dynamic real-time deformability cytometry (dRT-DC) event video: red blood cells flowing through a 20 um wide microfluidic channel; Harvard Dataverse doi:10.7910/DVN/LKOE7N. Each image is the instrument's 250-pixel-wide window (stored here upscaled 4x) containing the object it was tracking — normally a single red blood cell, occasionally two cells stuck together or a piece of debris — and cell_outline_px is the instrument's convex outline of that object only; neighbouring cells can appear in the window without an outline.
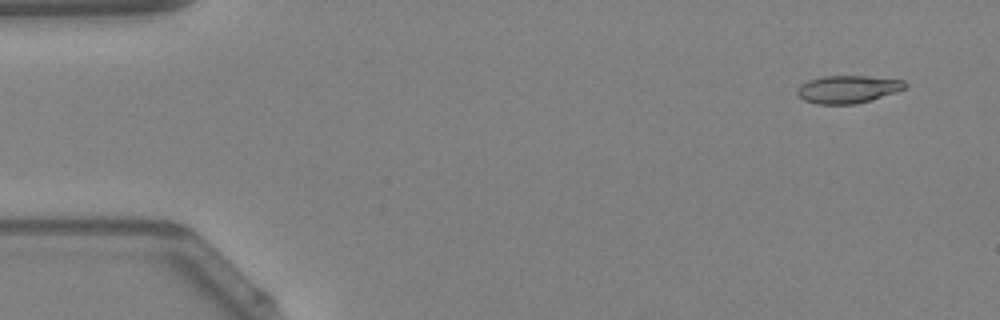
{"species": "Egyptian fruit bat (a non-hibernating species)", "species_latin": "Rousettus aegyptiacus", "temperature_condition": "warm", "stored_images_in_passage": 16, "camera_frame_rate_fps": 3000, "um_per_image_px": 0.085, "animal": {"sex": "female"}, "frame": {"image": 1, "passage_image": 4, "time_ms": 1.0, "image_size_px": [1000, 320], "cell_outline_px": [[908, 84], [904, 88], [896, 92], [856, 104], [816, 104], [804, 100], [796, 92], [796, 88], [800, 84], [808, 80], [824, 76], [864, 76], [904, 80]], "centroid_in_image_um": [72.03, 7.58], "position_along_channel_um": 13.0, "area_um2": 17.34}}
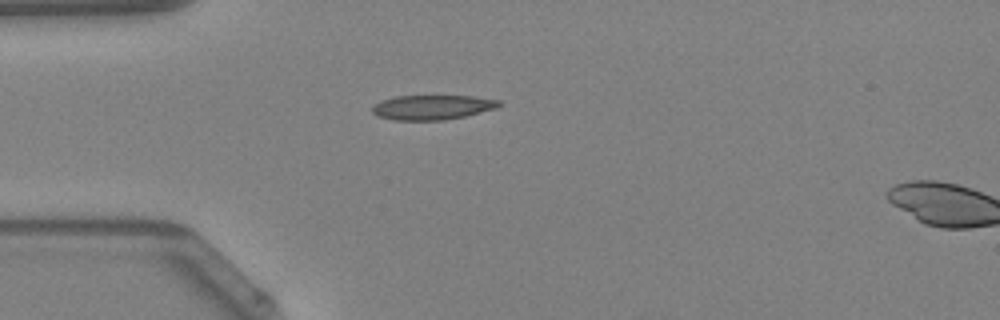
{"frame": {"image": 2, "passage_image": 14, "time_ms": 4.333, "image_size_px": [1000, 320], "cell_outline_px": [[500, 104], [496, 108], [464, 116], [444, 120], [392, 120], [376, 116], [372, 112], [372, 108], [380, 100], [396, 96], [472, 96], [500, 100]], "centroid_in_image_um": [36.7, 9.12], "position_along_channel_um": 48.3, "area_um2": 18.15}}